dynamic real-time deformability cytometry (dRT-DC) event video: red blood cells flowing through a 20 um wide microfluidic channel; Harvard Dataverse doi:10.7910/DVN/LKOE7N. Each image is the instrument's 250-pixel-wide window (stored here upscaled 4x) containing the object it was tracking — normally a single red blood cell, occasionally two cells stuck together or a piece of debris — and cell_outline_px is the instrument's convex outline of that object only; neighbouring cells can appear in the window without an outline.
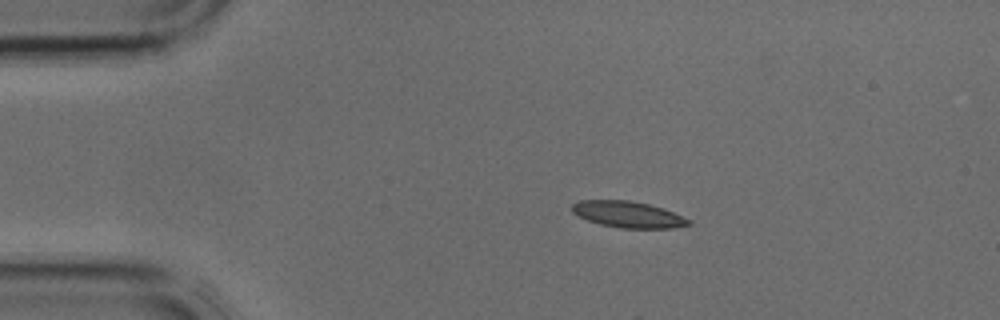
{"species": "common noctule bat (a hibernating species)", "species_latin": "Nyctalus noctula", "temperature_condition": "cold", "stored_images_in_passage": 3, "camera_frame_rate_fps": 3000, "um_per_image_px": 0.085, "animal": {"sex": "male", "body_mass_g": 17.9, "forearm_length_mm": 54.2}, "frame": {"image": 1, "passage_image": 2, "time_ms": 0.333, "image_size_px": [1000, 320], "cell_outline_px": [[692, 224], [672, 228], [620, 228], [600, 224], [588, 220], [572, 212], [572, 204], [580, 200], [628, 200], [648, 204], [664, 208], [692, 220]], "centroid_in_image_um": [53.42, 18.23], "position_along_channel_um": 31.6, "area_um2": 17.86}}